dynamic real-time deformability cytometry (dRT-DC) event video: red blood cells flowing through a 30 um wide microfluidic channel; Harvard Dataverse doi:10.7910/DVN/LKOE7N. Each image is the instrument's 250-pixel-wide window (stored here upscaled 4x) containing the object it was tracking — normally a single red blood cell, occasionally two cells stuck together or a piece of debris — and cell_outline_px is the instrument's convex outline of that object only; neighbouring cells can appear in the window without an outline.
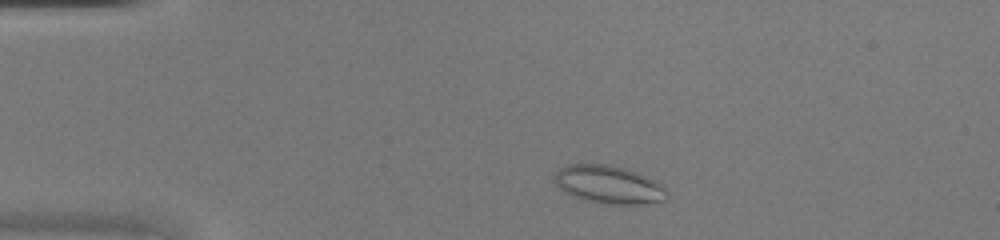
{"species": "common noctule bat (a hibernating species)", "species_latin": "Nyctalus noctula", "temperature_condition": "warm", "stored_images_in_passage": 41, "camera_frame_rate_fps": 3000, "um_per_image_px": 0.085, "animal": {"sex": "female", "body_mass_g": 20.0, "forearm_length_mm": 54.0}, "frame": {"image": 1, "passage_image": 4, "time_ms": 1.0, "image_size_px": [1000, 240], "cell_outline_px": [[668, 200], [644, 204], [600, 204], [584, 200], [564, 192], [552, 180], [552, 176], [560, 168], [568, 164], [608, 164], [624, 168], [636, 172], [656, 180], [664, 184], [668, 192]], "centroid_in_image_um": [51.77, 15.7], "position_along_channel_um": 33.2, "area_um2": 25.43}}
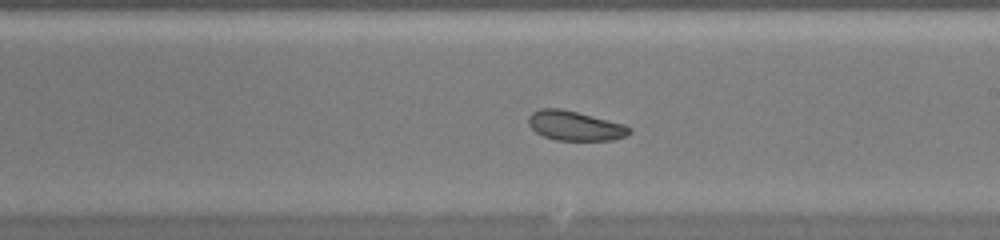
{"frame": {"image": 2, "passage_image": 22, "time_ms": 7.0, "image_size_px": [1000, 240], "cell_outline_px": [[632, 132], [624, 136], [612, 140], [556, 140], [544, 136], [536, 132], [528, 124], [528, 116], [532, 112], [540, 108], [560, 108], [624, 124], [632, 128]], "centroid_in_image_um": [48.85, 10.69], "position_along_channel_um": 240.1, "area_um2": 17.28}}
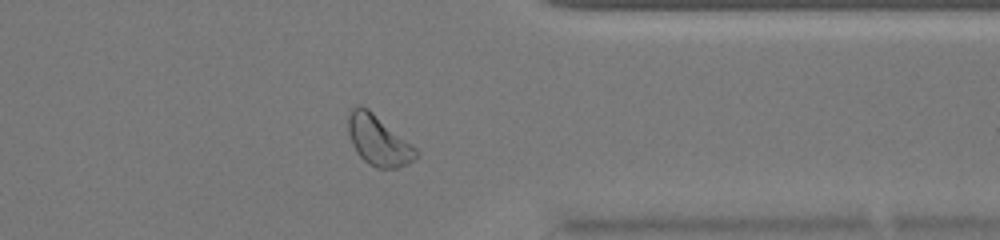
{"frame": {"image": 3, "passage_image": 32, "time_ms": 10.333, "image_size_px": [1000, 240], "cell_outline_px": [[420, 156], [408, 164], [396, 168], [376, 168], [368, 164], [356, 152], [352, 144], [348, 132], [348, 116], [352, 108], [356, 104], [360, 104], [368, 108], [412, 144], [420, 152]], "centroid_in_image_um": [32.17, 11.94], "position_along_channel_um": 379.2, "area_um2": 20.06}}